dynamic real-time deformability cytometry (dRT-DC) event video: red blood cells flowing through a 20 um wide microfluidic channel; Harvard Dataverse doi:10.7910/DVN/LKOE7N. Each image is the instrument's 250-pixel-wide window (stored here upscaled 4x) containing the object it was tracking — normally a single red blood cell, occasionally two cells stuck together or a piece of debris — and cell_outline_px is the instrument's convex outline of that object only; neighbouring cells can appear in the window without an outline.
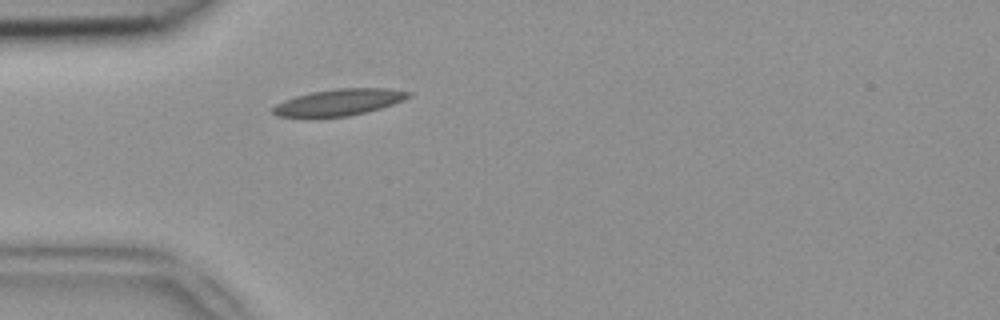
{"species": "common noctule bat (a hibernating species)", "species_latin": "Nyctalus noctula", "temperature_condition": "room temperature", "stored_images_in_passage": 37, "camera_frame_rate_fps": 3000, "um_per_image_px": 0.085, "animal": {"sex": "female", "body_mass_g": 18.4}, "frame": {"image": 1, "passage_image": 2, "time_ms": 0.333, "image_size_px": [1000, 320], "cell_outline_px": [[412, 96], [404, 100], [368, 112], [348, 116], [304, 120], [276, 116], [272, 112], [272, 108], [276, 104], [284, 100], [296, 96], [312, 92], [336, 88], [384, 88], [412, 92]], "centroid_in_image_um": [28.73, 8.74], "position_along_channel_um": 56.3, "area_um2": 21.73}}
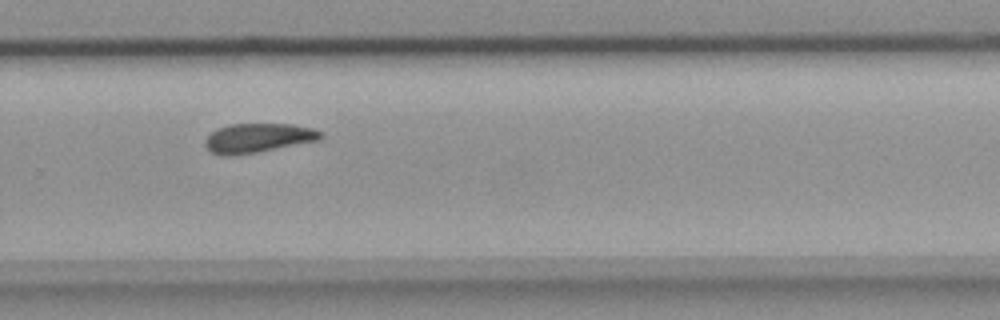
{"frame": {"image": 2, "passage_image": 21, "time_ms": 6.667, "image_size_px": [1000, 320], "cell_outline_px": [[324, 136], [320, 140], [236, 156], [220, 156], [212, 152], [204, 144], [204, 140], [216, 128], [232, 124], [292, 124], [312, 128], [324, 132]], "centroid_in_image_um": [21.94, 11.73], "position_along_channel_um": 307.9, "area_um2": 19.88}}
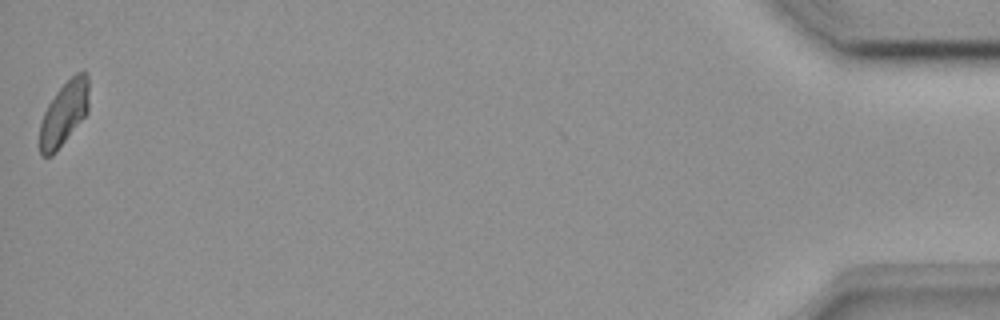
{"frame": {"image": 3, "passage_image": 37, "time_ms": 12.0, "image_size_px": [1000, 320], "cell_outline_px": [[88, 112], [56, 152], [52, 156], [40, 156], [40, 124], [44, 112], [48, 104], [56, 92], [76, 72], [84, 68], [88, 76]], "centroid_in_image_um": [5.45, 9.62], "position_along_channel_um": 429.8, "area_um2": 18.32}}